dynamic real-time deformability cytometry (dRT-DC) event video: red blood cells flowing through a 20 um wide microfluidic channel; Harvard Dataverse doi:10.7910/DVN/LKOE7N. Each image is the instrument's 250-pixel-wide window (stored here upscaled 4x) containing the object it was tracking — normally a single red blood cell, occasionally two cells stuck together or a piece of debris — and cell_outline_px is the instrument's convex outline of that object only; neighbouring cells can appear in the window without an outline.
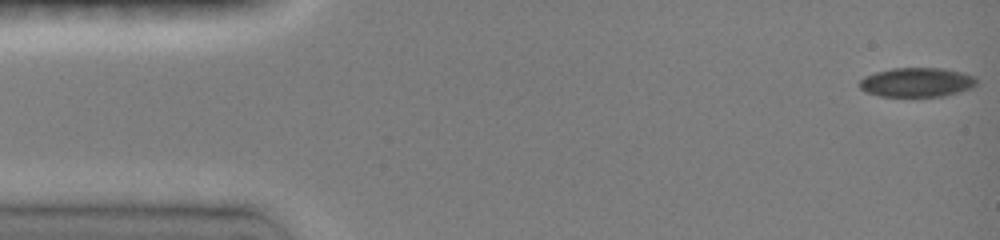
{"species": "common noctule bat (a hibernating species)", "species_latin": "Nyctalus noctula", "temperature_condition": "room temperature", "stored_images_in_passage": 17, "camera_frame_rate_fps": 3000, "um_per_image_px": 0.085, "animal": {"sex": "female", "body_mass_g": 19.0, "forearm_length_mm": 51.5}, "frame": {"image": 1, "passage_image": 1, "time_ms": 0.0, "image_size_px": [1000, 240], "cell_outline_px": [[976, 84], [972, 88], [944, 96], [880, 96], [864, 92], [860, 88], [860, 80], [864, 76], [876, 72], [892, 68], [944, 68], [976, 76]], "centroid_in_image_um": [77.92, 6.99], "position_along_channel_um": 7.1, "area_um2": 20.0}}
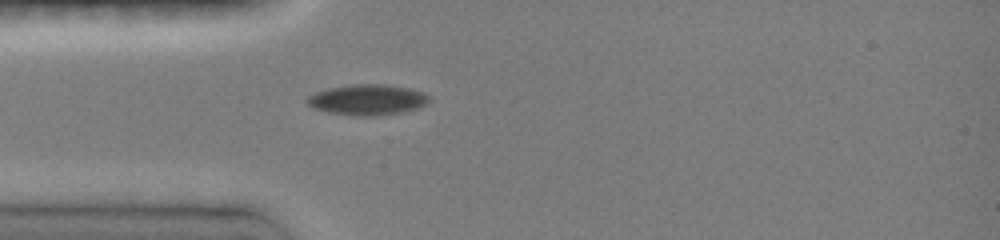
{"frame": {"image": 2, "passage_image": 13, "time_ms": 4.0, "image_size_px": [1000, 240], "cell_outline_px": [[428, 104], [416, 108], [400, 112], [368, 116], [360, 116], [328, 112], [316, 108], [308, 104], [304, 100], [308, 96], [316, 92], [328, 88], [352, 84], [384, 84], [408, 88], [424, 92], [428, 96]], "centroid_in_image_um": [31.22, 8.46], "position_along_channel_um": 53.8, "area_um2": 21.5}}